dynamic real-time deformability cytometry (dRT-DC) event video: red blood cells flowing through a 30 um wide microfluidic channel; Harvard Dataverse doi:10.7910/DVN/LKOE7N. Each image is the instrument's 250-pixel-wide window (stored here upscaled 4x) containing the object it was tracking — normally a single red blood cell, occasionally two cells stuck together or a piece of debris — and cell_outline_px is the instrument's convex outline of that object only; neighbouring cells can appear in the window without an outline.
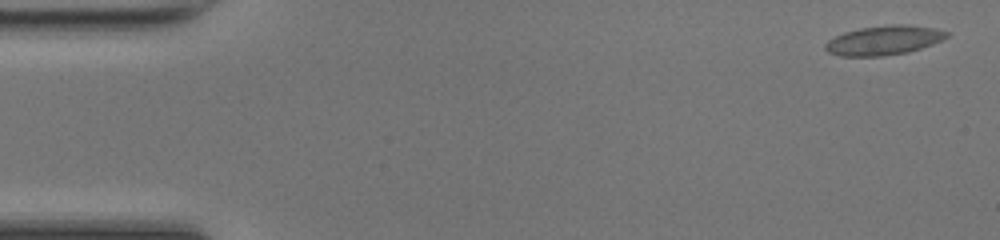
{"species": "common noctule bat (a hibernating species)", "species_latin": "Nyctalus noctula", "temperature_condition": "room temperature", "stored_images_in_passage": 49, "camera_frame_rate_fps": 3000, "um_per_image_px": 0.085, "animal": {"sex": "female", "body_mass_g": 17.0, "forearm_length_mm": 48.0}, "frame": {"image": 1, "passage_image": 2, "time_ms": 0.333, "image_size_px": [1000, 240], "cell_outline_px": [[948, 36], [932, 44], [908, 52], [880, 56], [840, 56], [828, 52], [824, 48], [824, 44], [828, 40], [844, 32], [860, 28], [896, 24], [908, 24], [936, 28], [948, 32]], "centroid_in_image_um": [75.11, 3.42], "position_along_channel_um": 9.9, "area_um2": 20.63}}
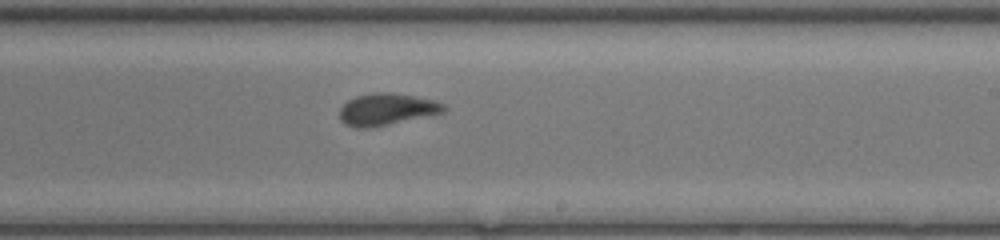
{"frame": {"image": 2, "passage_image": 29, "time_ms": 9.333, "image_size_px": [1000, 240], "cell_outline_px": [[448, 108], [444, 112], [372, 128], [356, 128], [344, 124], [340, 120], [340, 108], [348, 100], [356, 96], [372, 92], [392, 92], [416, 96], [436, 100], [444, 104]], "centroid_in_image_um": [32.87, 9.28], "position_along_channel_um": 256.1, "area_um2": 19.59}}
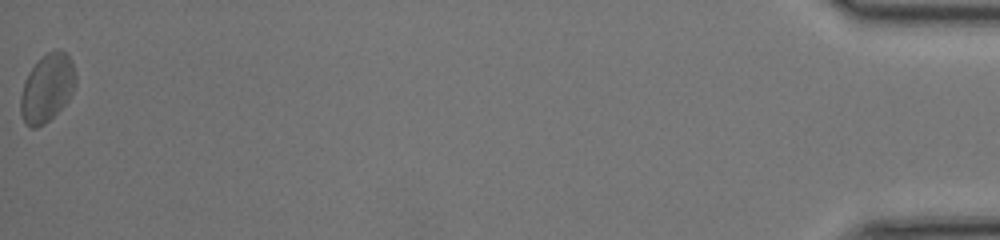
{"frame": {"image": 3, "passage_image": 49, "time_ms": 16.0, "image_size_px": [1000, 240], "cell_outline_px": [[76, 84], [68, 100], [44, 124], [36, 128], [32, 128], [24, 124], [20, 112], [20, 96], [24, 80], [28, 72], [48, 52], [56, 48], [60, 48], [68, 56], [72, 64], [76, 76]], "centroid_in_image_um": [3.98, 7.49], "position_along_channel_um": 431.2, "area_um2": 21.68}, "authors_computed_cell_mechanics": {"area_um2": 19.5942, "velocity_mm_per_s": 4.2535, "shape_relaxation_time_tau1_ms": 4.7566, "shape_relaxation_time_tau2_ms": 0.794, "deformation_change_tau1": 0.1573, "deformation_change_tau2": 0.073}}